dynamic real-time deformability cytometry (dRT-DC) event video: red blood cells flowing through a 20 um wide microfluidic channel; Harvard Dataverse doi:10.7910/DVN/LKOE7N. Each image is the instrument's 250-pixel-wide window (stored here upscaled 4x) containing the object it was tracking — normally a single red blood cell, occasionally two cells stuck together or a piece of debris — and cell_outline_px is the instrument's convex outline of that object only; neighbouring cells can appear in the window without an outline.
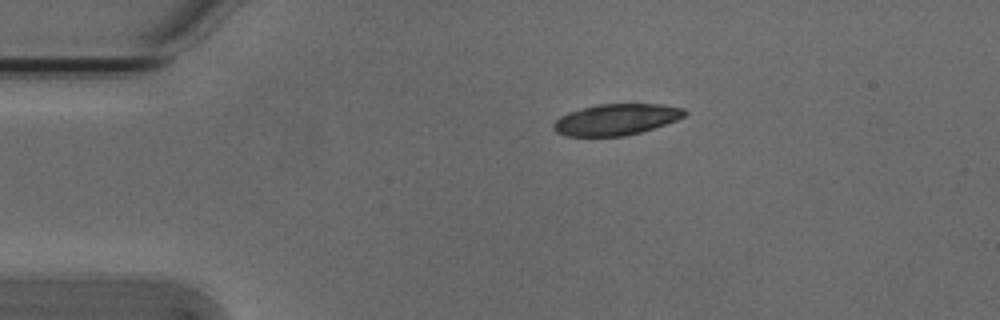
{"species": "Egyptian fruit bat (a non-hibernating species)", "species_latin": "Rousettus aegyptiacus", "temperature_condition": "cold", "stored_images_in_passage": 3, "camera_frame_rate_fps": 3000, "um_per_image_px": 0.085, "animal": {"sex": "male"}, "frame": {"image": 1, "passage_image": 1, "time_ms": 0.0, "image_size_px": [1000, 320], "cell_outline_px": [[688, 112], [684, 116], [676, 120], [640, 132], [624, 136], [568, 136], [556, 132], [552, 128], [552, 124], [560, 116], [568, 112], [596, 104], [660, 104], [684, 108]], "centroid_in_image_um": [52.35, 10.15], "position_along_channel_um": 32.7, "area_um2": 23.76}}
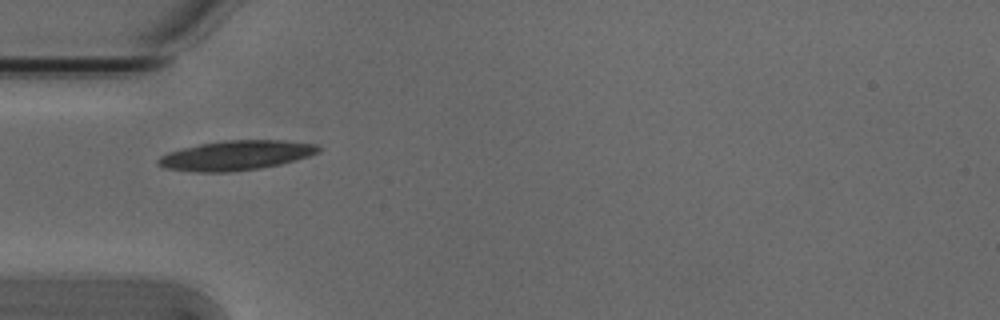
{"frame": {"image": 2, "passage_image": 2, "time_ms": 0.333, "image_size_px": [1000, 320], "cell_outline_px": [[320, 152], [308, 156], [280, 164], [260, 168], [228, 172], [196, 172], [164, 168], [156, 164], [156, 160], [160, 156], [168, 152], [200, 144], [224, 140], [284, 140], [316, 144], [320, 148]], "centroid_in_image_um": [20.03, 13.21], "position_along_channel_um": 65.0, "area_um2": 27.63}}
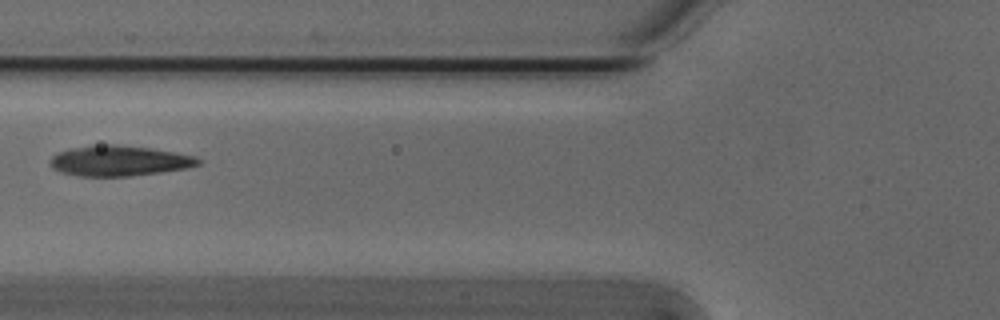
{"frame": {"image": 3, "passage_image": 3, "time_ms": 0.667, "image_size_px": [1000, 320], "cell_outline_px": [[200, 164], [184, 168], [160, 172], [128, 176], [80, 176], [60, 172], [52, 168], [48, 164], [52, 156], [56, 152], [72, 148], [92, 144], [116, 144], [152, 148], [176, 152], [196, 156], [200, 160]], "centroid_in_image_um": [10.08, 13.65], "position_along_channel_um": 115.7, "area_um2": 26.41}}